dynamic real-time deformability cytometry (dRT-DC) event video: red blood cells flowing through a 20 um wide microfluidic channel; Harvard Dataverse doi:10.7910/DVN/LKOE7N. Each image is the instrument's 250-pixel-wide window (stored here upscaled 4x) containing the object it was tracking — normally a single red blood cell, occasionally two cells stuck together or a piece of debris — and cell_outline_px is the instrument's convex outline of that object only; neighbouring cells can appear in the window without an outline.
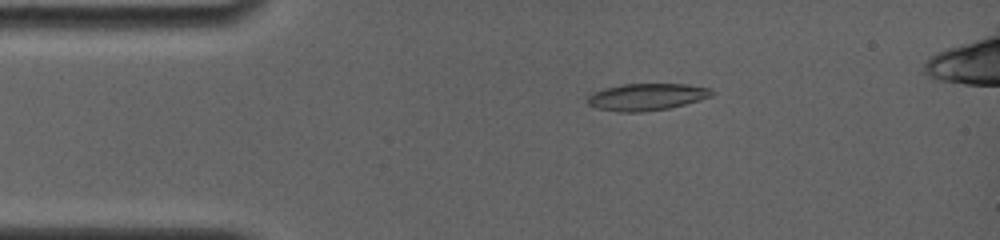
{"species": "common noctule bat (a hibernating species)", "species_latin": "Nyctalus noctula", "temperature_condition": "room temperature", "stored_images_in_passage": 6, "segment_of_instrument_passage": [1, 2], "camera_frame_rate_fps": 4000, "um_per_image_px": 0.085, "animal": {"sex": "female", "body_mass_g": 19.0, "forearm_length_mm": 56.7}, "frame": {"image": 1, "passage_image": 4, "time_ms": 2.75, "image_size_px": [1000, 240], "cell_outline_px": [[716, 92], [712, 96], [700, 100], [668, 108], [644, 112], [620, 112], [596, 108], [588, 104], [588, 96], [592, 92], [604, 88], [624, 84], [688, 84], [712, 88]], "centroid_in_image_um": [55.0, 8.23], "position_along_channel_um": 30.0, "area_um2": 19.65}}